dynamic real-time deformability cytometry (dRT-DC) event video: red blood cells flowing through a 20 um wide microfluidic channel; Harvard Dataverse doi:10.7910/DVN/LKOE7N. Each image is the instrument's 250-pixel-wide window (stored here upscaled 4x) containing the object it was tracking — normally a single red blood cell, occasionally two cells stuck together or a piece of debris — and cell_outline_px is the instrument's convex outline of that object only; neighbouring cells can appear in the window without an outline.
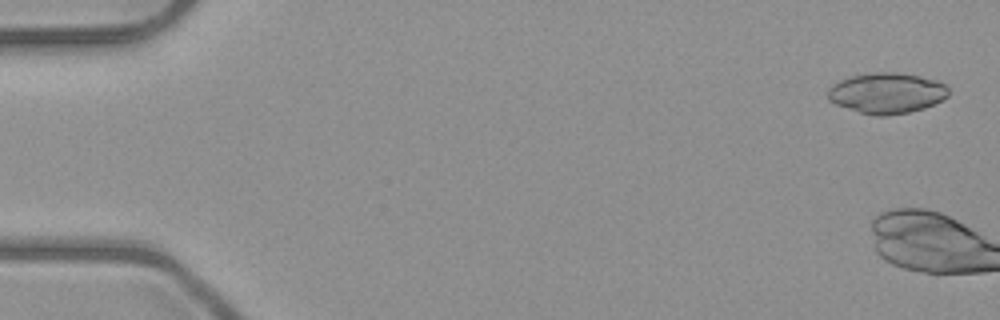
{"species": "common noctule bat (a hibernating species)", "species_latin": "Nyctalus noctula", "temperature_condition": "room temperature", "stored_images_in_passage": 5, "camera_frame_rate_fps": 3000, "um_per_image_px": 0.085, "animal": {"sex": "male", "body_mass_g": 23.1, "forearm_length_mm": 52.7}, "frame": {"image": 1, "passage_image": 2, "time_ms": 0.333, "image_size_px": [1000, 320], "cell_outline_px": [[948, 96], [924, 108], [908, 112], [884, 116], [876, 116], [860, 112], [836, 104], [828, 100], [828, 88], [832, 84], [840, 80], [852, 76], [876, 72], [896, 72], [920, 76], [936, 80], [944, 84], [948, 88]], "centroid_in_image_um": [75.36, 7.91], "position_along_channel_um": 9.6, "area_um2": 28.38}}